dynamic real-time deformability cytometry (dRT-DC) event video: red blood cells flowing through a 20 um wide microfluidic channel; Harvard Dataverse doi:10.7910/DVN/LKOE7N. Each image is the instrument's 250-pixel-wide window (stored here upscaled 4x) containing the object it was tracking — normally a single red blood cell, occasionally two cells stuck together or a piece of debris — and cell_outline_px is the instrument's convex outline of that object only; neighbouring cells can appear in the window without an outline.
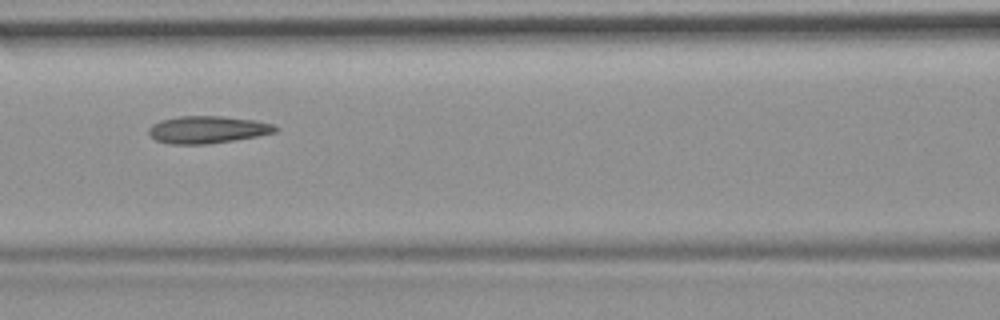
{"species": "common noctule bat (a hibernating species)", "species_latin": "Nyctalus noctula", "temperature_condition": "room temperature", "stored_images_in_passage": 14, "camera_frame_rate_fps": 3000, "um_per_image_px": 0.085, "animal": {"sex": "female", "body_mass_g": 19.9}, "frame": {"image": 1, "passage_image": 5, "time_ms": 1.333, "image_size_px": [1000, 320], "cell_outline_px": [[280, 128], [276, 132], [256, 136], [208, 144], [172, 144], [156, 140], [148, 132], [148, 128], [152, 124], [160, 120], [180, 116], [224, 116], [256, 120], [276, 124]], "centroid_in_image_um": [17.67, 11.0], "position_along_channel_um": 148.9, "area_um2": 20.23}}
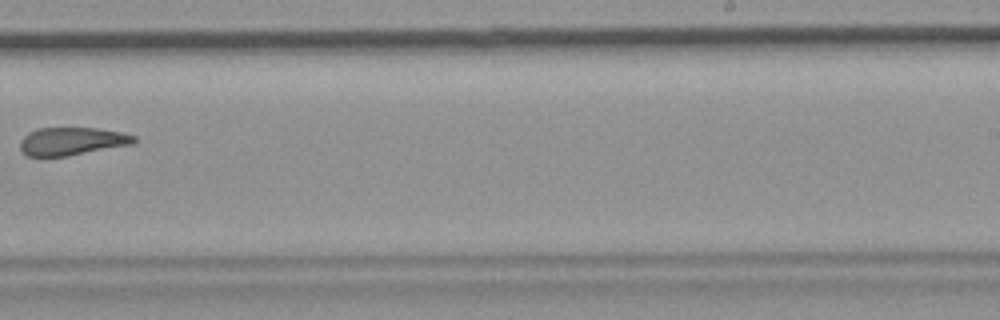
{"frame": {"image": 2, "passage_image": 8, "time_ms": 2.333, "image_size_px": [1000, 320], "cell_outline_px": [[136, 140], [132, 144], [68, 156], [28, 156], [20, 148], [20, 140], [28, 132], [36, 128], [96, 128], [120, 132], [136, 136]], "centroid_in_image_um": [6.09, 12.0], "position_along_channel_um": 282.9, "area_um2": 18.44}}